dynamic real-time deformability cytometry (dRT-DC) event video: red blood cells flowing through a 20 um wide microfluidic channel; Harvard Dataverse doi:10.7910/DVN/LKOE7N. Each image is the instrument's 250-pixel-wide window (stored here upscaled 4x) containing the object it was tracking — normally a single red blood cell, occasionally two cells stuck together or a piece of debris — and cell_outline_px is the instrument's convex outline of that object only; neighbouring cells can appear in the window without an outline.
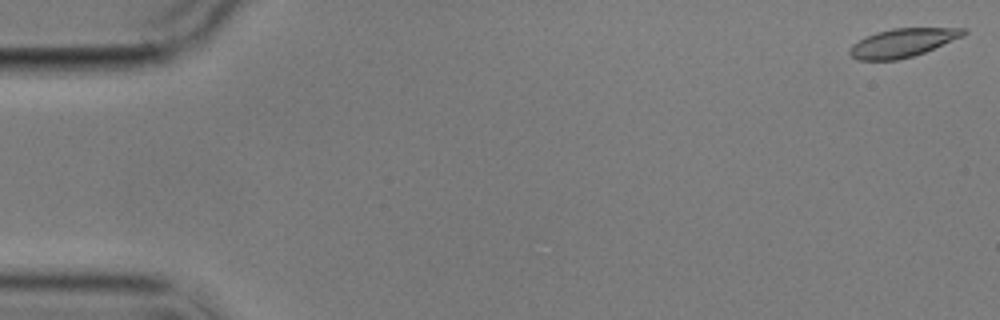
{"species": "common noctule bat (a hibernating species)", "species_latin": "Nyctalus noctula", "temperature_condition": "cold", "stored_images_in_passage": 3, "camera_frame_rate_fps": 3000, "um_per_image_px": 0.085, "animal": {"sex": "male", "body_mass_g": 17.9}, "frame": {"image": 1, "passage_image": 1, "time_ms": 0.0, "image_size_px": [1000, 320], "cell_outline_px": [[968, 32], [964, 36], [924, 52], [912, 56], [896, 60], [856, 60], [848, 52], [848, 48], [852, 44], [876, 32], [892, 28], [964, 28]], "centroid_in_image_um": [76.71, 3.63], "position_along_channel_um": 8.3, "area_um2": 18.84}}